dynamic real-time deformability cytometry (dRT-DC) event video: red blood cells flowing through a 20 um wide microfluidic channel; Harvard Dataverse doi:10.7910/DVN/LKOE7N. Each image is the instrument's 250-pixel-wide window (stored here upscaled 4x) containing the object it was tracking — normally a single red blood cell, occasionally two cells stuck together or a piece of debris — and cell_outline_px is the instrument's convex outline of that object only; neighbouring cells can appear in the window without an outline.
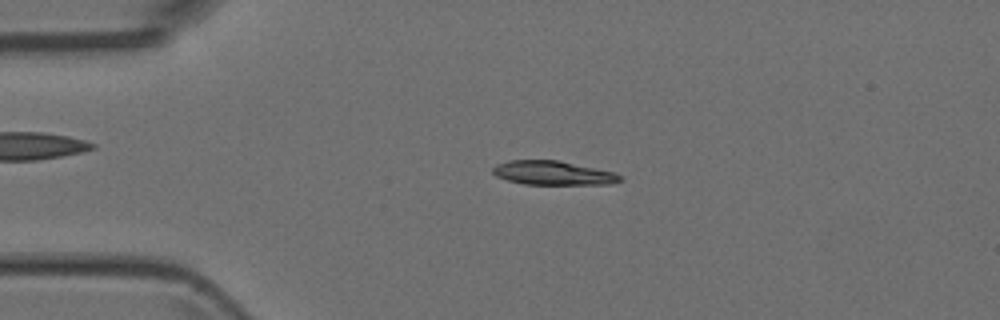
{"species": "Egyptian fruit bat (a non-hibernating species)", "species_latin": "Rousettus aegyptiacus", "temperature_condition": "room temperature", "stored_images_in_passage": 7, "camera_frame_rate_fps": 3000, "um_per_image_px": 0.085, "animal": {"sex": "female"}, "frame": {"image": 1, "passage_image": 2, "time_ms": 1.0, "image_size_px": [1000, 320], "cell_outline_px": [[624, 180], [612, 184], [524, 184], [508, 180], [496, 176], [492, 172], [492, 168], [496, 164], [508, 160], [556, 160], [612, 172], [620, 176]], "centroid_in_image_um": [46.96, 14.7], "position_along_channel_um": 38.0, "area_um2": 17.57}}
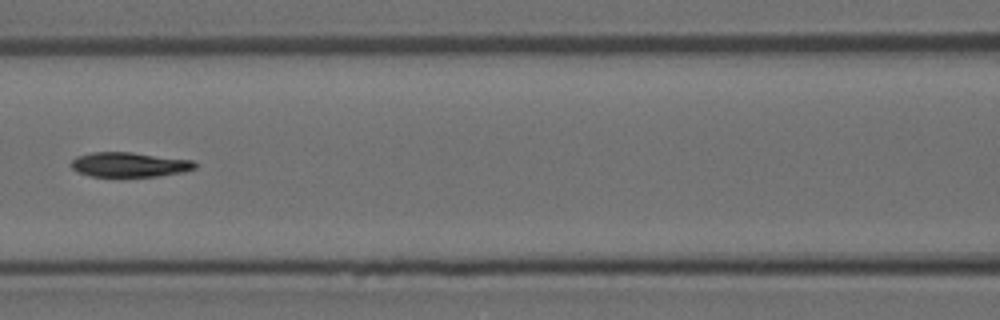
{"frame": {"image": 2, "passage_image": 5, "time_ms": 4.667, "image_size_px": [1000, 320], "cell_outline_px": [[196, 168], [184, 172], [156, 176], [92, 176], [76, 172], [68, 164], [76, 156], [92, 152], [132, 152], [192, 160], [196, 164]], "centroid_in_image_um": [10.96, 13.98], "position_along_channel_um": 155.6, "area_um2": 17.86}}
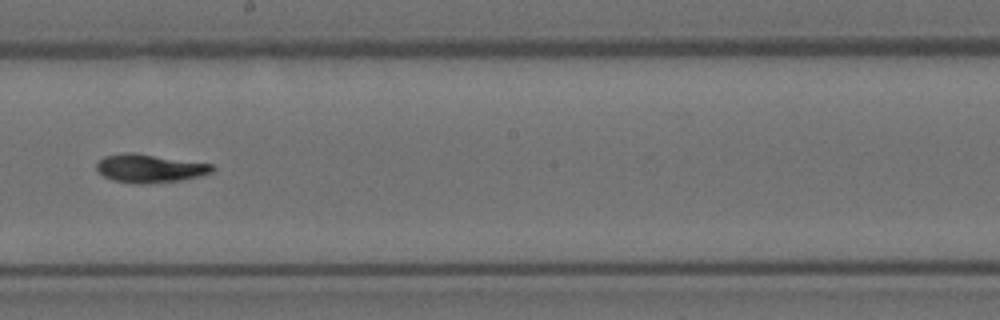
{"frame": {"image": 3, "passage_image": 7, "time_ms": 6.667, "image_size_px": [1000, 320], "cell_outline_px": [[216, 168], [212, 172], [180, 180], [148, 184], [132, 184], [112, 180], [104, 176], [96, 168], [96, 164], [104, 156], [124, 152], [132, 152], [212, 164]], "centroid_in_image_um": [12.69, 14.31], "position_along_channel_um": 235.5, "area_um2": 19.07}}